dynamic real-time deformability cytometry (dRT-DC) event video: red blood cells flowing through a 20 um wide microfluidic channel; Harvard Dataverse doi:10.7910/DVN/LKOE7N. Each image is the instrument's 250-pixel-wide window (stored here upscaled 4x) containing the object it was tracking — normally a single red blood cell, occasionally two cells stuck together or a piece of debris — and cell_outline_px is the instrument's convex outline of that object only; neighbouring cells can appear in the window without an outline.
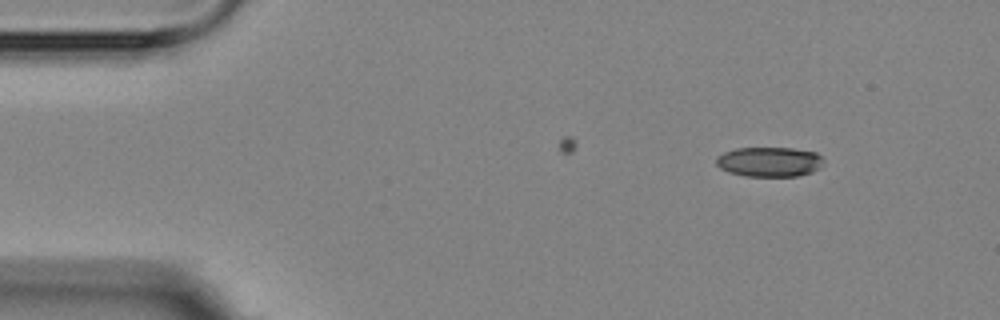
{"species": "Egyptian fruit bat (a non-hibernating species)", "species_latin": "Rousettus aegyptiacus", "temperature_condition": "room temperature", "stored_images_in_passage": 7, "camera_frame_rate_fps": 3000, "um_per_image_px": 0.085, "animal": {"sex": "female"}, "frame": {"image": 1, "passage_image": 1, "time_ms": 0.0, "image_size_px": [1000, 320], "cell_outline_px": [[824, 164], [820, 168], [812, 172], [796, 176], [744, 176], [728, 172], [720, 168], [716, 164], [716, 156], [724, 152], [736, 148], [792, 148], [816, 152], [824, 160]], "centroid_in_image_um": [65.4, 13.75], "position_along_channel_um": 19.6, "area_um2": 18.79}}
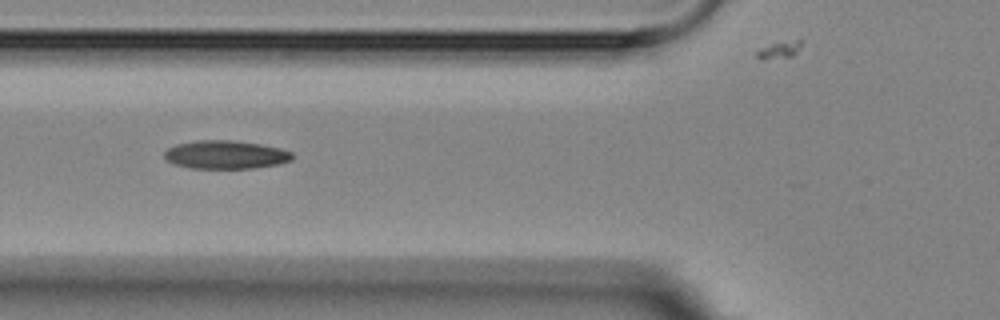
{"frame": {"image": 2, "passage_image": 5, "time_ms": 4.667, "image_size_px": [1000, 320], "cell_outline_px": [[292, 160], [280, 164], [252, 168], [192, 168], [172, 164], [164, 156], [164, 152], [168, 148], [176, 144], [196, 140], [232, 140], [260, 144], [280, 148], [292, 152]], "centroid_in_image_um": [19.17, 13.14], "position_along_channel_um": 106.6, "area_um2": 21.15}}
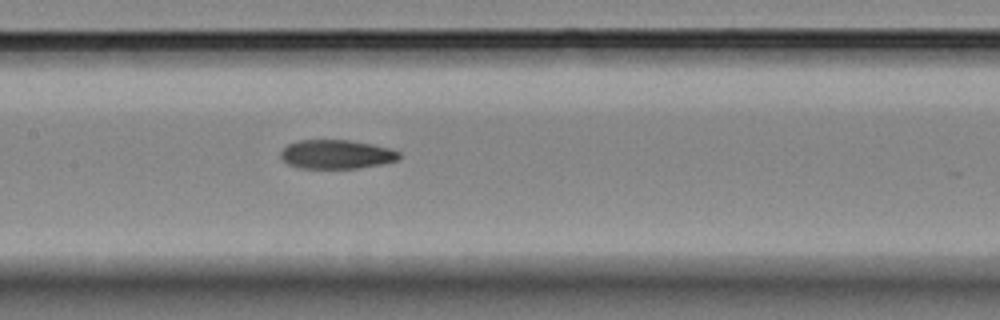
{"frame": {"image": 3, "passage_image": 7, "time_ms": 6.667, "image_size_px": [1000, 320], "cell_outline_px": [[400, 160], [380, 164], [356, 168], [300, 168], [288, 164], [280, 156], [280, 152], [288, 144], [300, 140], [348, 140], [372, 144], [388, 148], [400, 152]], "centroid_in_image_um": [28.6, 13.12], "position_along_channel_um": 178.8, "area_um2": 19.88}}